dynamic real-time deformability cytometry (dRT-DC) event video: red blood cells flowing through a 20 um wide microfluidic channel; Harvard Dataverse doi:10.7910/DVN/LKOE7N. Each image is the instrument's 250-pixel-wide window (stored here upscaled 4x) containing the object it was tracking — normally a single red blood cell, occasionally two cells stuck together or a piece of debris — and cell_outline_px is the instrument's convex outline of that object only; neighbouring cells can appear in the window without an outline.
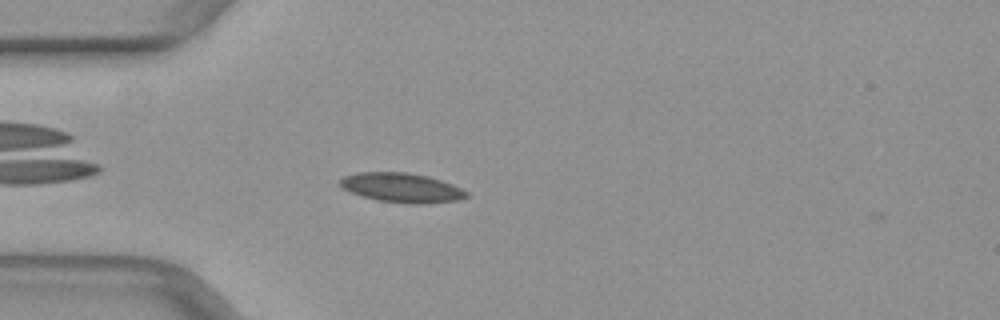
{"species": "common noctule bat (a hibernating species)", "species_latin": "Nyctalus noctula", "temperature_condition": "warm", "stored_images_in_passage": 24, "camera_frame_rate_fps": 3000, "um_per_image_px": 0.085, "animal": {"sex": "female", "body_mass_g": 29.2, "forearm_length_mm": 56.3}, "frame": {"image": 1, "passage_image": 2, "time_ms": 0.333, "image_size_px": [1000, 320], "cell_outline_px": [[468, 196], [460, 200], [420, 204], [408, 204], [376, 200], [352, 192], [344, 188], [340, 184], [340, 180], [344, 176], [356, 172], [404, 172], [428, 176], [452, 184], [468, 192]], "centroid_in_image_um": [34.17, 15.96], "position_along_channel_um": 50.8, "area_um2": 21.56}}
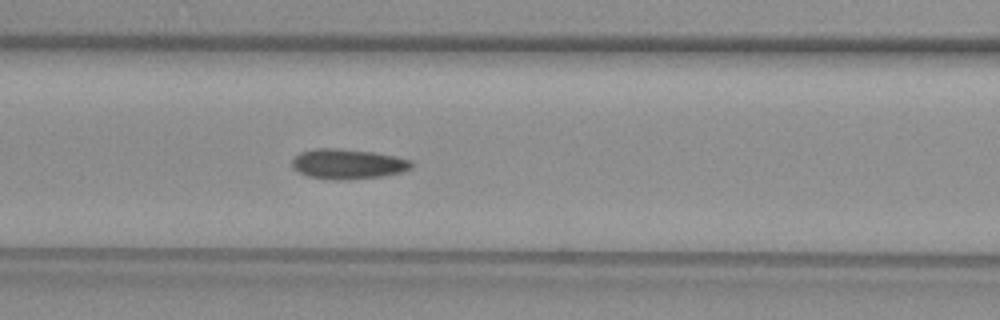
{"frame": {"image": 2, "passage_image": 9, "time_ms": 2.667, "image_size_px": [1000, 320], "cell_outline_px": [[412, 168], [400, 172], [384, 176], [344, 180], [336, 180], [308, 176], [292, 168], [292, 160], [300, 152], [316, 148], [340, 148], [376, 152], [396, 156], [412, 160]], "centroid_in_image_um": [29.58, 13.93], "position_along_channel_um": 137.0, "area_um2": 21.04}}
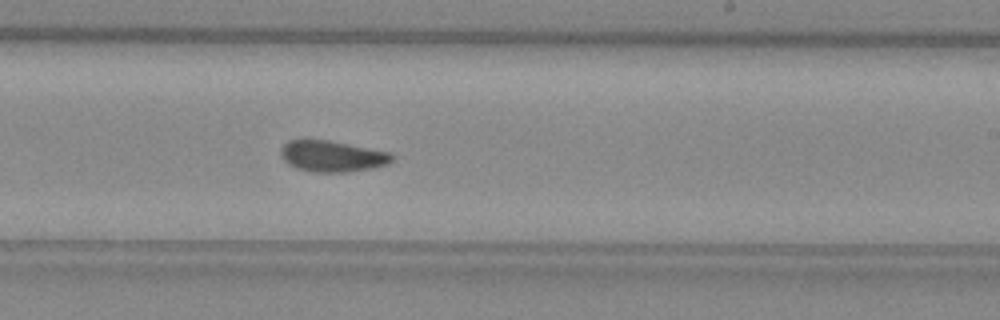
{"frame": {"image": 3, "passage_image": 18, "time_ms": 5.667, "image_size_px": [1000, 320], "cell_outline_px": [[396, 156], [388, 164], [372, 168], [348, 172], [312, 172], [296, 168], [288, 164], [280, 156], [280, 148], [288, 140], [328, 140], [392, 152]], "centroid_in_image_um": [28.25, 13.28], "position_along_channel_um": 260.7, "area_um2": 20.4}}